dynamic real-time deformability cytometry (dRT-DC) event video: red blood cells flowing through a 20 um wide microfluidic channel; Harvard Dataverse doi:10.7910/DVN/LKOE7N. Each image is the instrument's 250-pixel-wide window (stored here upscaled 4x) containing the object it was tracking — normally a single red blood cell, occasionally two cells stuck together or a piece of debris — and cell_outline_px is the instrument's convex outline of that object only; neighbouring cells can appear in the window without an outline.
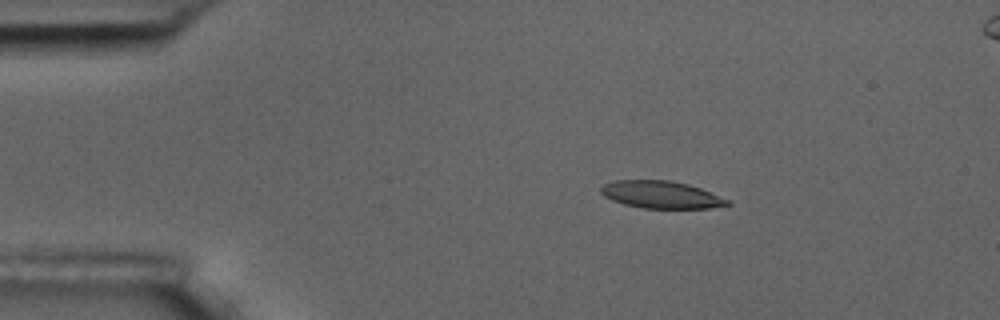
{"species": "common noctule bat (a hibernating species)", "species_latin": "Nyctalus noctula", "temperature_condition": "room temperature", "stored_images_in_passage": 5, "camera_frame_rate_fps": 3000, "um_per_image_px": 0.085, "animal": {"sex": "male", "body_mass_g": 17.5, "forearm_length_mm": 52.3}, "frame": {"image": 1, "passage_image": 3, "time_ms": 2.333, "image_size_px": [1000, 320], "cell_outline_px": [[732, 204], [708, 208], [644, 208], [624, 204], [612, 200], [604, 196], [600, 192], [600, 188], [604, 184], [616, 180], [672, 180], [688, 184], [700, 188], [728, 200]], "centroid_in_image_um": [56.16, 16.54], "position_along_channel_um": 28.8, "area_um2": 20.0}}